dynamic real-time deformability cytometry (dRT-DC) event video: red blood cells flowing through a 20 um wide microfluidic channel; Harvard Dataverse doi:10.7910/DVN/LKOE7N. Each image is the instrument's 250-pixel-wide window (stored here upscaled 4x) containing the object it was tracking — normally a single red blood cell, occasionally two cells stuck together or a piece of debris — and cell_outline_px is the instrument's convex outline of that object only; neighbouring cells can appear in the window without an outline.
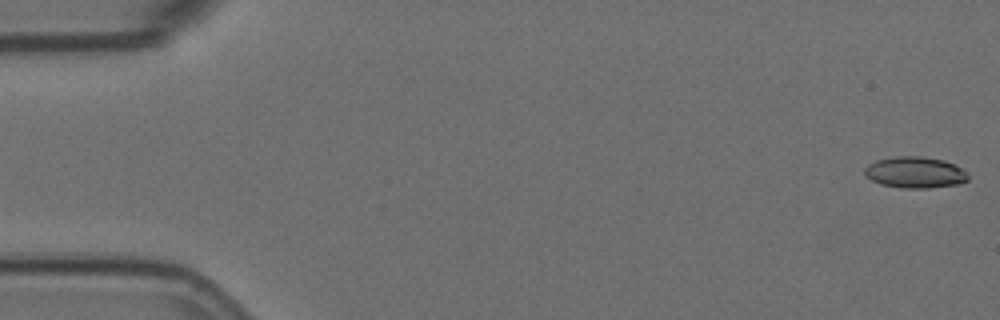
{"species": "Egyptian fruit bat (a non-hibernating species)", "species_latin": "Rousettus aegyptiacus", "temperature_condition": "room temperature", "stored_images_in_passage": 5, "camera_frame_rate_fps": 3000, "um_per_image_px": 0.085, "animal": {"sex": "female"}, "frame": {"image": 1, "passage_image": 1, "time_ms": 0.0, "image_size_px": [1000, 320], "cell_outline_px": [[968, 180], [956, 184], [928, 188], [904, 188], [880, 184], [864, 176], [864, 168], [868, 164], [876, 160], [896, 156], [920, 156], [944, 160], [968, 172]], "centroid_in_image_um": [77.74, 14.65], "position_along_channel_um": 7.3, "area_um2": 18.84}}
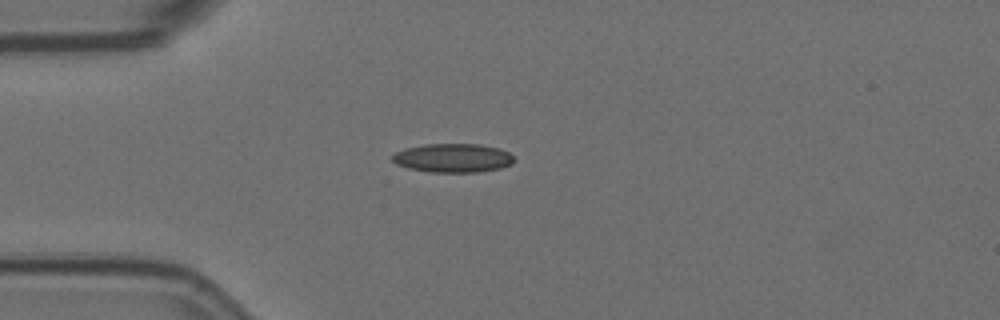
{"frame": {"image": 2, "passage_image": 5, "time_ms": 1.333, "image_size_px": [1000, 320], "cell_outline_px": [[516, 160], [512, 164], [500, 168], [476, 172], [432, 172], [408, 168], [396, 164], [392, 160], [392, 156], [396, 152], [404, 148], [424, 144], [480, 144], [500, 148], [508, 152]], "centroid_in_image_um": [38.5, 13.42], "position_along_channel_um": 46.5, "area_um2": 20.52}}